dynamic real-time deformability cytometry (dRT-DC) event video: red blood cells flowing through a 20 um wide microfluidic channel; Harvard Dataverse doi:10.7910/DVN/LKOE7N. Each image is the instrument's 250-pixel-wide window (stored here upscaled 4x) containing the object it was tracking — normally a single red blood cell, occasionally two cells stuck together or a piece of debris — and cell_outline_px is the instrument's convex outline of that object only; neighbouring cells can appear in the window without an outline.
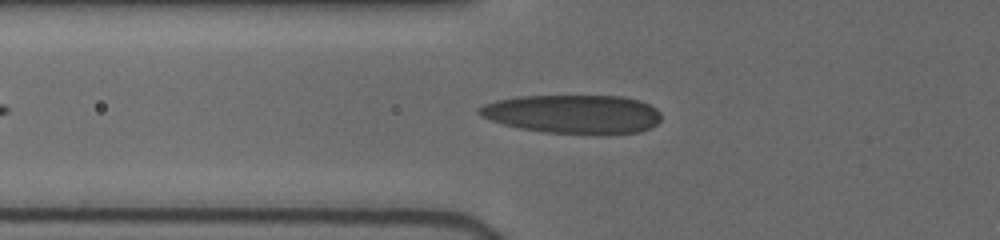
{"species": "human", "species_latin": "Homo sapiens", "temperature_condition": "cold", "stored_images_in_passage": 6, "camera_frame_rate_fps": 3000, "um_per_image_px": 0.085, "donor": {"sex": "female"}, "frame": {"image": 1, "passage_image": 2, "time_ms": 1.0, "image_size_px": [1000, 240], "cell_outline_px": [[660, 120], [652, 128], [640, 132], [544, 132], [520, 128], [504, 124], [480, 116], [476, 112], [476, 108], [484, 104], [496, 100], [520, 96], [620, 96], [640, 100], [656, 108], [660, 112]], "centroid_in_image_um": [48.68, 9.67], "position_along_channel_um": 77.1, "area_um2": 40.52}}
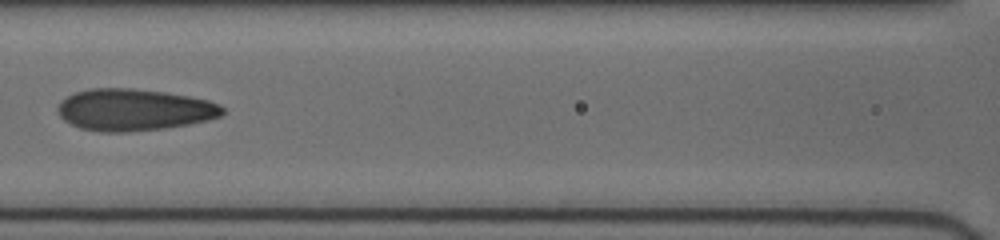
{"frame": {"image": 2, "passage_image": 4, "time_ms": 3.0, "image_size_px": [1000, 240], "cell_outline_px": [[224, 112], [220, 116], [208, 120], [188, 124], [164, 128], [124, 132], [100, 132], [80, 128], [64, 120], [60, 116], [56, 108], [60, 100], [76, 92], [88, 88], [132, 88], [164, 92], [188, 96], [208, 100], [220, 104], [224, 108]], "centroid_in_image_um": [11.37, 9.33], "position_along_channel_um": 155.2, "area_um2": 40.17}}
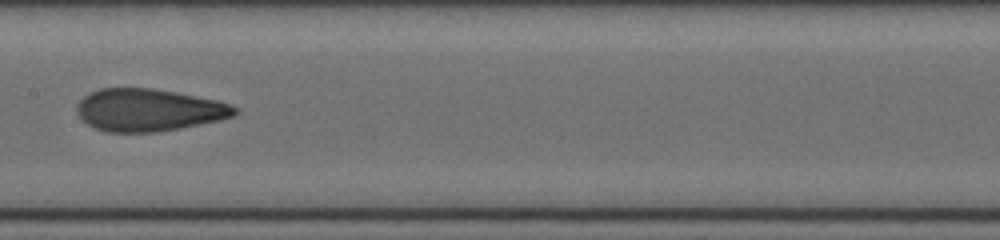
{"frame": {"image": 3, "passage_image": 5, "time_ms": 4.0, "image_size_px": [1000, 240], "cell_outline_px": [[240, 112], [236, 116], [220, 120], [180, 128], [156, 132], [104, 132], [80, 120], [76, 112], [76, 108], [80, 100], [84, 96], [100, 88], [152, 88], [176, 92], [216, 100], [232, 104], [240, 108]], "centroid_in_image_um": [12.67, 9.35], "position_along_channel_um": 194.7, "area_um2": 39.3}}